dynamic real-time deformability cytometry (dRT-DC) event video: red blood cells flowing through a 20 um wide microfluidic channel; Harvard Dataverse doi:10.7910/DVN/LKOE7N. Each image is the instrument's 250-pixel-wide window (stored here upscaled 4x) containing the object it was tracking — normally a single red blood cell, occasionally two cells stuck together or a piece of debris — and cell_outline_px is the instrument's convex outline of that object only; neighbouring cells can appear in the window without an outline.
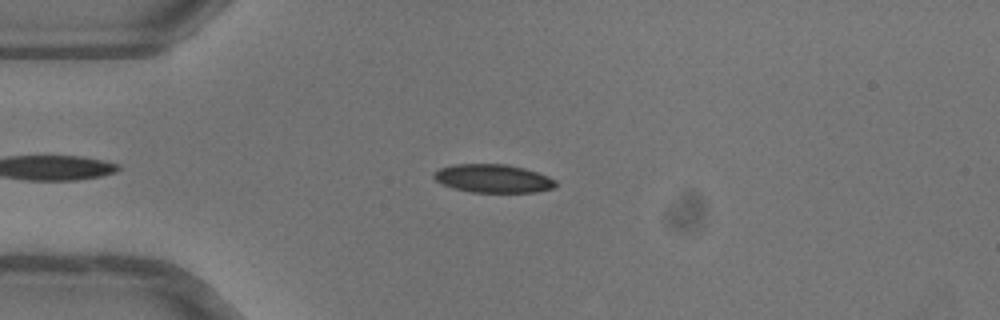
{"species": "common noctule bat (a hibernating species)", "species_latin": "Nyctalus noctula", "temperature_condition": "warm", "stored_images_in_passage": 41, "camera_frame_rate_fps": 3000, "um_per_image_px": 0.085, "animal": {"sex": "female"}, "frame": {"image": 1, "passage_image": 7, "time_ms": 2.0, "image_size_px": [1000, 320], "cell_outline_px": [[556, 184], [552, 188], [536, 192], [472, 192], [452, 188], [436, 180], [432, 176], [432, 172], [440, 168], [452, 164], [508, 164], [524, 168], [548, 176], [556, 180]], "centroid_in_image_um": [41.88, 15.16], "position_along_channel_um": 43.1, "area_um2": 20.11}}
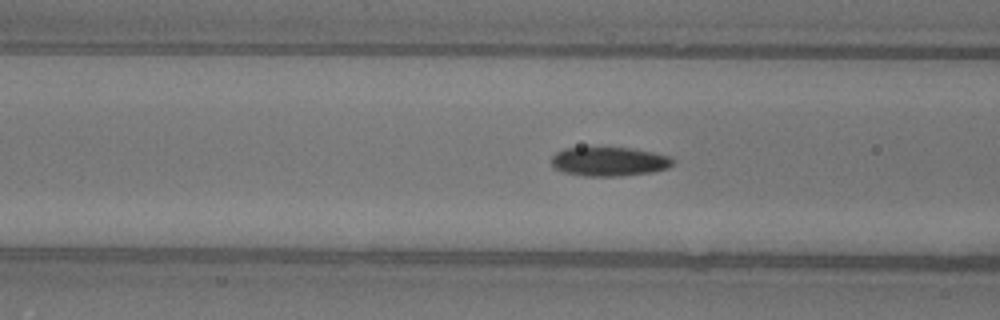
{"frame": {"image": 2, "passage_image": 14, "time_ms": 4.333, "image_size_px": [1000, 320], "cell_outline_px": [[672, 164], [668, 168], [652, 172], [620, 176], [584, 176], [564, 172], [552, 168], [552, 156], [556, 152], [564, 148], [632, 148], [652, 152], [668, 156], [672, 160]], "centroid_in_image_um": [51.74, 13.74], "position_along_channel_um": 114.9, "area_um2": 20.46}}
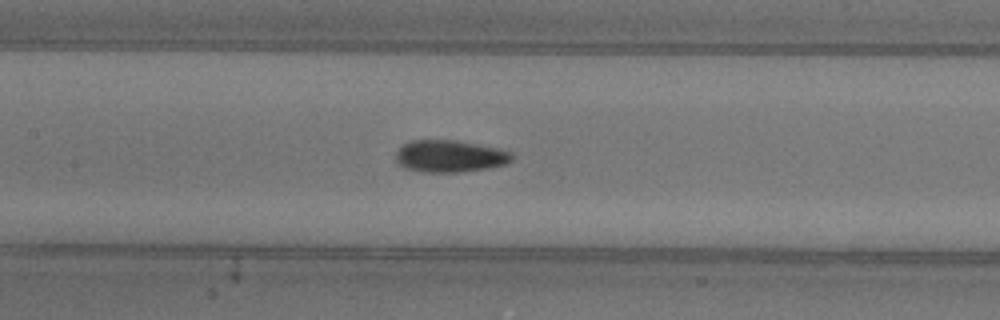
{"frame": {"image": 3, "passage_image": 18, "time_ms": 5.667, "image_size_px": [1000, 320], "cell_outline_px": [[512, 160], [508, 164], [488, 168], [460, 172], [424, 172], [404, 168], [396, 160], [396, 152], [404, 144], [412, 140], [456, 140], [496, 148], [512, 152]], "centroid_in_image_um": [38.24, 13.28], "position_along_channel_um": 169.2, "area_um2": 21.62}, "authors_computed_cell_mechanics": {"area_um2": 20.4612, "velocity_mm_per_s": 4.0437, "shape_relaxation_time_tau1_ms": 5.06, "shape_relaxation_time_tau2_ms": 2.1329, "deformation_change_tau1": 0.1643, "deformation_change_tau2": 0.0701}}